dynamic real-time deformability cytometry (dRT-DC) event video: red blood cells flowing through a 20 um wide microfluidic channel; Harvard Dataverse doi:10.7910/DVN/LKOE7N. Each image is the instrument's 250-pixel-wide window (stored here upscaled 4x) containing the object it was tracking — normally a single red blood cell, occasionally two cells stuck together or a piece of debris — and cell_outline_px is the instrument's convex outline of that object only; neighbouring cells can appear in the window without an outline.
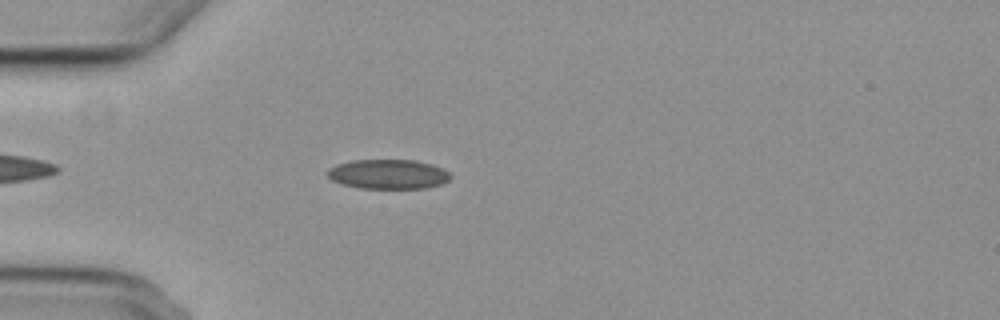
{"species": "common noctule bat (a hibernating species)", "species_latin": "Nyctalus noctula", "temperature_condition": "cold", "stored_images_in_passage": 4, "camera_frame_rate_fps": 3000, "um_per_image_px": 0.085, "animal": {"sex": "female", "body_mass_g": 29.2, "forearm_length_mm": 56.3}, "frame": {"image": 1, "passage_image": 4, "time_ms": 4.333, "image_size_px": [1000, 320], "cell_outline_px": [[452, 176], [448, 180], [440, 184], [424, 188], [356, 188], [332, 180], [324, 172], [328, 168], [336, 164], [352, 160], [416, 160], [432, 164], [448, 172]], "centroid_in_image_um": [32.95, 14.8], "position_along_channel_um": 52.1, "area_um2": 21.21}}